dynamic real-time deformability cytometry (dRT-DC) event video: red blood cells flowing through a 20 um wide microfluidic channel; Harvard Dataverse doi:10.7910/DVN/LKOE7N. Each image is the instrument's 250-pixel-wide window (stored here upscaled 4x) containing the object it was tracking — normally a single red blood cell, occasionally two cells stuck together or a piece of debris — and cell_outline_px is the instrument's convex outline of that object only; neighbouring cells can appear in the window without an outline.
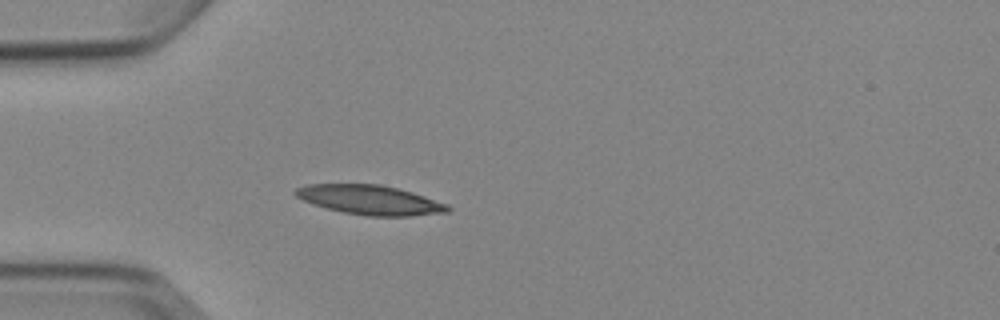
{"species": "Egyptian fruit bat (a non-hibernating species)", "species_latin": "Rousettus aegyptiacus", "temperature_condition": "cold", "stored_images_in_passage": 3, "camera_frame_rate_fps": 3000, "um_per_image_px": 0.085, "animal": {"sex": "female"}, "frame": {"image": 1, "passage_image": 3, "time_ms": 3.0, "image_size_px": [1000, 320], "cell_outline_px": [[452, 208], [448, 212], [412, 216], [368, 216], [344, 212], [312, 204], [296, 196], [292, 192], [296, 188], [308, 184], [380, 184], [412, 192], [448, 204]], "centroid_in_image_um": [31.46, 16.99], "position_along_channel_um": 53.5, "area_um2": 26.07}}